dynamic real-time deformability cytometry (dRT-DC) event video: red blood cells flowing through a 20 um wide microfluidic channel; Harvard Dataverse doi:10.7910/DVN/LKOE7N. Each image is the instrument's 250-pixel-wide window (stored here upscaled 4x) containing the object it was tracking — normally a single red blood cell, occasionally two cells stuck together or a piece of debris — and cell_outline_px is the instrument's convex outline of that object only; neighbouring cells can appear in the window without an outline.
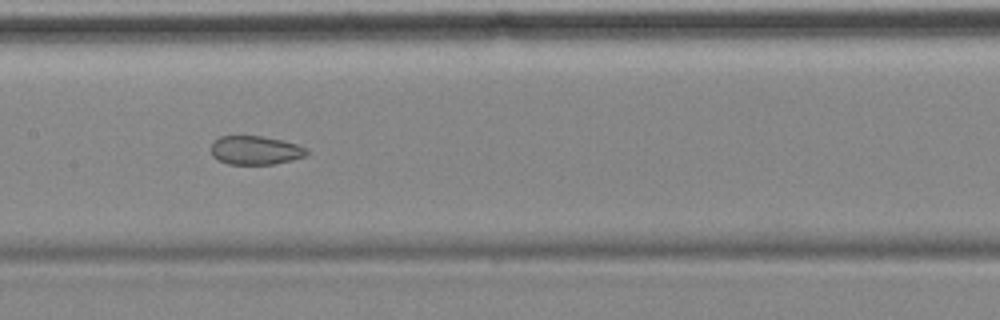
{"species": "common noctule bat (a hibernating species)", "species_latin": "Nyctalus noctula", "temperature_condition": "cold", "stored_images_in_passage": 14, "segment_of_instrument_passage": [2, 2], "camera_frame_rate_fps": 3000, "um_per_image_px": 0.085, "animal": {"sex": "female", "body_mass_g": 18.4}, "frame": {"image": 1, "passage_image": 7, "time_ms": 8.0, "image_size_px": [1000, 320], "cell_outline_px": [[308, 152], [304, 156], [292, 160], [272, 164], [228, 164], [212, 156], [212, 140], [220, 136], [260, 136], [280, 140], [296, 144], [304, 148]], "centroid_in_image_um": [21.66, 12.77], "position_along_channel_um": 185.7, "area_um2": 15.78}}
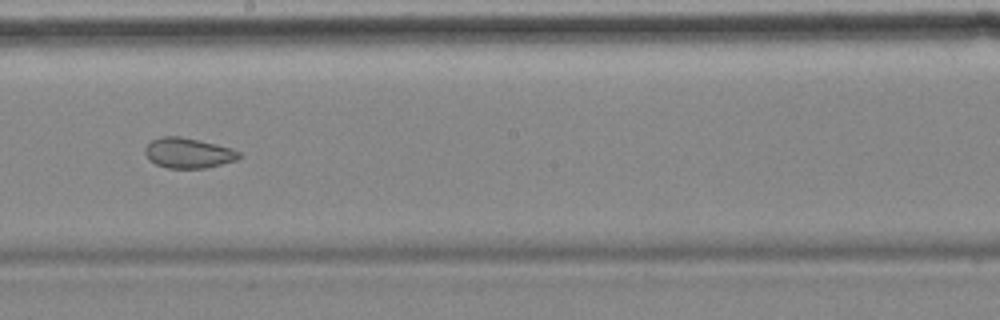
{"frame": {"image": 2, "passage_image": 8, "time_ms": 9.333, "image_size_px": [1000, 320], "cell_outline_px": [[244, 156], [236, 160], [204, 168], [168, 168], [156, 164], [144, 152], [144, 148], [152, 140], [160, 136], [180, 136], [232, 148], [240, 152]], "centroid_in_image_um": [16.02, 13.0], "position_along_channel_um": 232.2, "area_um2": 16.42}}
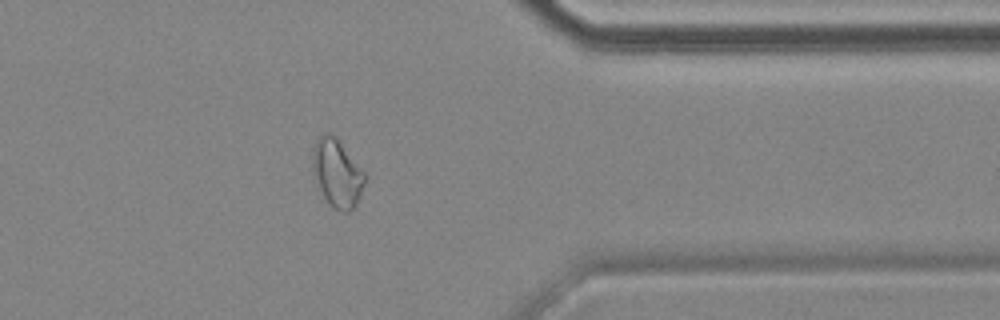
{"frame": {"image": 3, "passage_image": 12, "time_ms": 14.0, "image_size_px": [1000, 320], "cell_outline_px": [[368, 176], [360, 196], [356, 204], [348, 212], [344, 212], [332, 208], [324, 196], [312, 172], [312, 148], [316, 140], [324, 132], [332, 132], [336, 136]], "centroid_in_image_um": [28.66, 14.68], "position_along_channel_um": 382.7, "area_um2": 20.92}}